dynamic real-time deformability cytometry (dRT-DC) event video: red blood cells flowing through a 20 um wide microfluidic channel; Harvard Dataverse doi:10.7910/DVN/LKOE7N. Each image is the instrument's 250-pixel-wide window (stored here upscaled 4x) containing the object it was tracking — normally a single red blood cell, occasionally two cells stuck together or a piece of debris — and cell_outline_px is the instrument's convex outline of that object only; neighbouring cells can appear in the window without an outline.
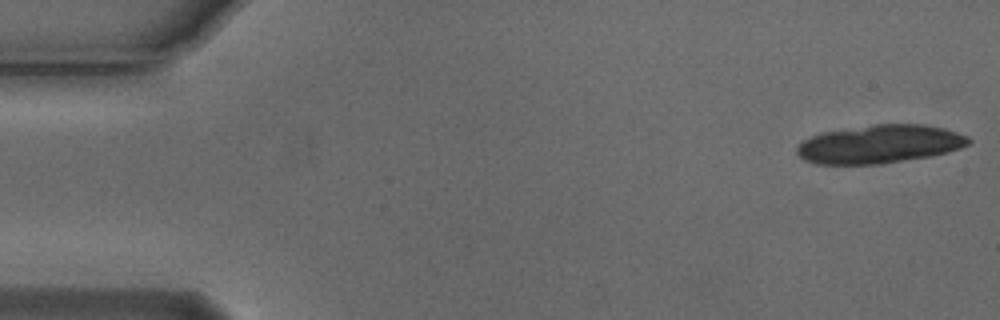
{"species": "Egyptian fruit bat (a non-hibernating species)", "species_latin": "Rousettus aegyptiacus", "temperature_condition": "cold", "stored_images_in_passage": 17, "camera_frame_rate_fps": 3000, "um_per_image_px": 0.085, "animal": {"sex": "male"}, "frame": {"image": 1, "passage_image": 1, "time_ms": 0.0, "image_size_px": [1000, 320], "cell_outline_px": [[972, 140], [968, 144], [960, 148], [948, 152], [928, 156], [880, 164], [816, 164], [804, 160], [796, 152], [796, 148], [804, 140], [820, 132], [876, 124], [924, 124], [944, 128], [968, 136]], "centroid_in_image_um": [74.76, 12.24], "position_along_channel_um": 10.2, "area_um2": 38.26}}